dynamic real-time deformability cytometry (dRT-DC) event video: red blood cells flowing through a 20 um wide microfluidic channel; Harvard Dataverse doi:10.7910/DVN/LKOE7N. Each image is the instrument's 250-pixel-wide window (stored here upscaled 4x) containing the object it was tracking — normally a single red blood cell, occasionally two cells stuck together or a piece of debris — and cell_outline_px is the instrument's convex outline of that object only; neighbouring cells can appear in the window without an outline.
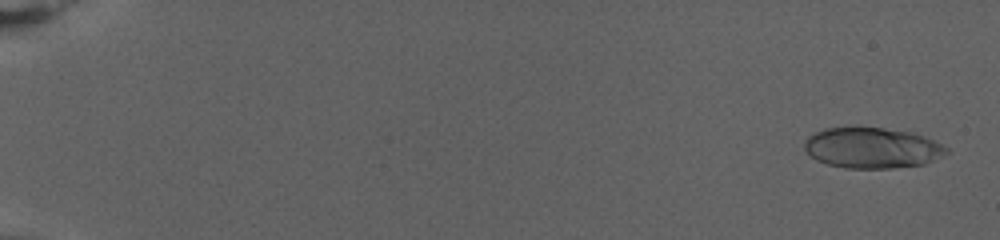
{"species": "human", "species_latin": "Homo sapiens", "temperature_condition": "warm", "stored_images_in_passage": 22, "camera_frame_rate_fps": 3000, "um_per_image_px": 0.085, "donor": {"sex": "female"}, "frame": {"image": 1, "passage_image": 2, "time_ms": 0.333, "image_size_px": [1000, 240], "cell_outline_px": [[952, 152], [924, 164], [892, 168], [844, 168], [828, 164], [816, 160], [804, 148], [804, 140], [808, 136], [824, 128], [884, 128], [912, 132], [924, 136], [948, 148]], "centroid_in_image_um": [74.15, 12.58], "position_along_channel_um": 10.9, "area_um2": 33.58}}
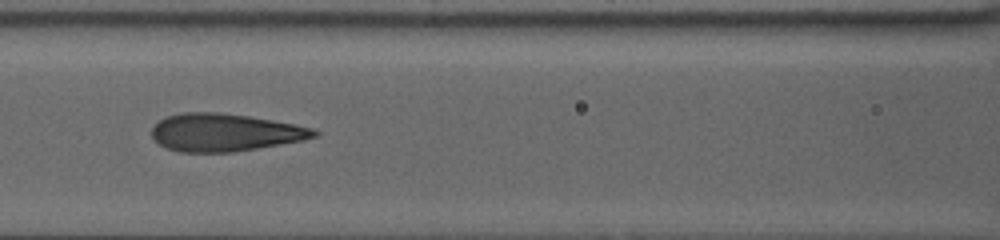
{"frame": {"image": 2, "passage_image": 17, "time_ms": 5.333, "image_size_px": [1000, 240], "cell_outline_px": [[320, 136], [304, 140], [232, 152], [180, 152], [168, 148], [152, 140], [152, 128], [160, 120], [168, 116], [180, 112], [216, 112], [248, 116], [296, 124], [312, 128], [320, 132]], "centroid_in_image_um": [19.12, 11.25], "position_along_channel_um": 147.5, "area_um2": 35.6}}
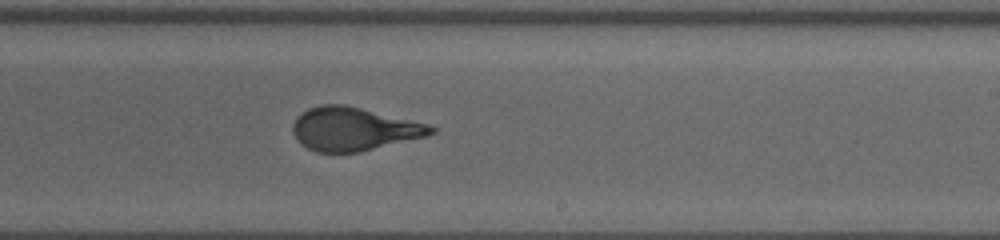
{"frame": {"image": 3, "passage_image": 22, "time_ms": 7.0, "image_size_px": [1000, 240], "cell_outline_px": [[436, 132], [428, 136], [360, 152], [316, 152], [300, 144], [292, 132], [292, 124], [296, 116], [308, 108], [320, 104], [344, 104], [428, 124], [436, 128]], "centroid_in_image_um": [30.04, 10.96], "position_along_channel_um": 259.0, "area_um2": 35.03}}